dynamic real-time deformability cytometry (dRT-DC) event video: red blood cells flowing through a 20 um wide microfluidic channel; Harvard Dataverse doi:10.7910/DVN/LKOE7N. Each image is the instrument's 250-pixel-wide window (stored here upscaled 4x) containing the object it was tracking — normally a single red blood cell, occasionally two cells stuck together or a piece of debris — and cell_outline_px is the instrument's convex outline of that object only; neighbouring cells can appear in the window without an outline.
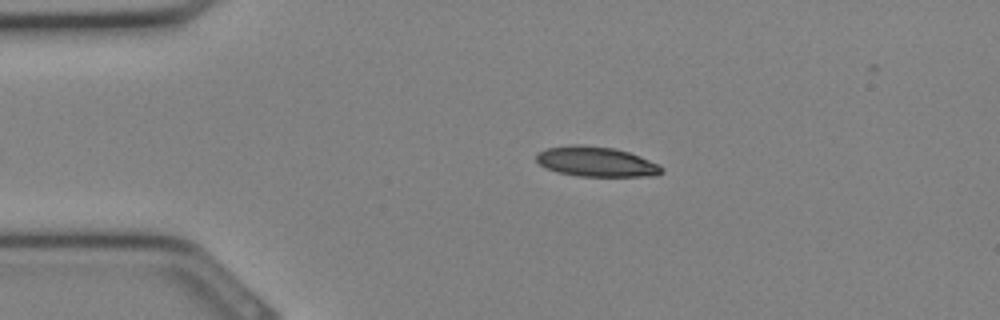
{"species": "Egyptian fruit bat (a non-hibernating species)", "species_latin": "Rousettus aegyptiacus", "temperature_condition": "cold", "stored_images_in_passage": 26, "camera_frame_rate_fps": 3000, "um_per_image_px": 0.085, "animal": {"sex": "female"}, "frame": {"image": 1, "passage_image": 1, "time_ms": 0.0, "image_size_px": [1000, 320], "cell_outline_px": [[664, 172], [656, 176], [576, 176], [556, 172], [540, 164], [536, 160], [536, 152], [548, 148], [572, 144], [580, 144], [616, 148], [640, 156], [660, 164], [664, 168]], "centroid_in_image_um": [50.71, 13.74], "position_along_channel_um": 34.3, "area_um2": 22.14}}
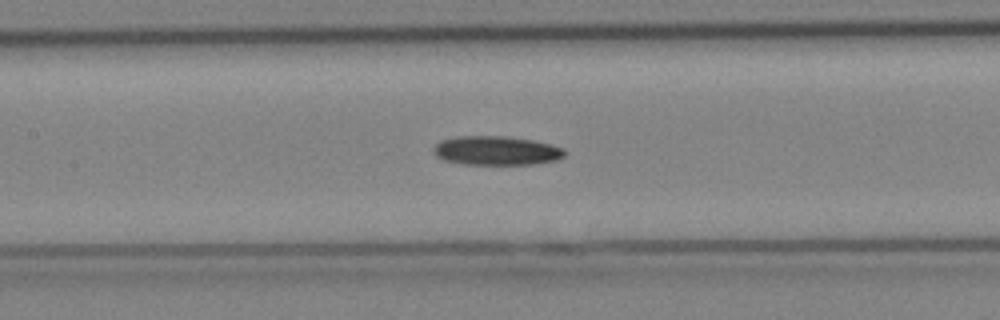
{"frame": {"image": 2, "passage_image": 9, "time_ms": 2.667, "image_size_px": [1000, 320], "cell_outline_px": [[568, 152], [564, 156], [556, 160], [532, 164], [464, 164], [444, 160], [436, 156], [432, 152], [432, 148], [440, 140], [460, 136], [504, 136], [532, 140], [552, 144], [564, 148]], "centroid_in_image_um": [42.19, 12.8], "position_along_channel_um": 165.2, "area_um2": 22.31}}
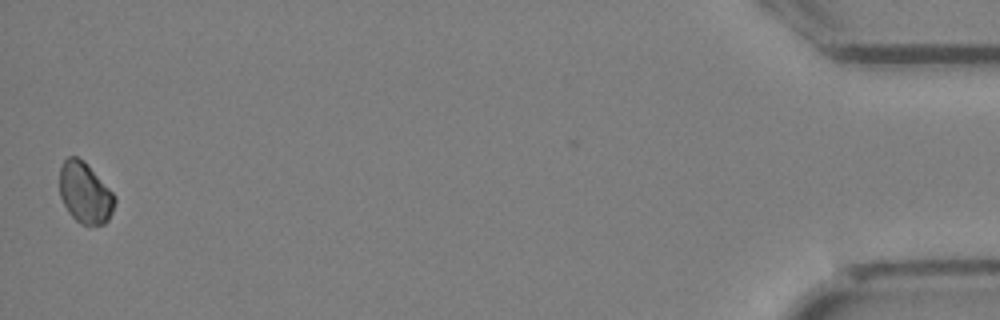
{"frame": {"image": 3, "passage_image": 26, "time_ms": 8.333, "image_size_px": [1000, 320], "cell_outline_px": [[116, 200], [112, 212], [108, 220], [104, 224], [80, 224], [68, 212], [60, 196], [60, 168], [64, 160], [68, 156], [76, 156], [84, 160], [88, 164], [116, 196]], "centroid_in_image_um": [7.23, 16.37], "position_along_channel_um": 428.0, "area_um2": 19.59}}